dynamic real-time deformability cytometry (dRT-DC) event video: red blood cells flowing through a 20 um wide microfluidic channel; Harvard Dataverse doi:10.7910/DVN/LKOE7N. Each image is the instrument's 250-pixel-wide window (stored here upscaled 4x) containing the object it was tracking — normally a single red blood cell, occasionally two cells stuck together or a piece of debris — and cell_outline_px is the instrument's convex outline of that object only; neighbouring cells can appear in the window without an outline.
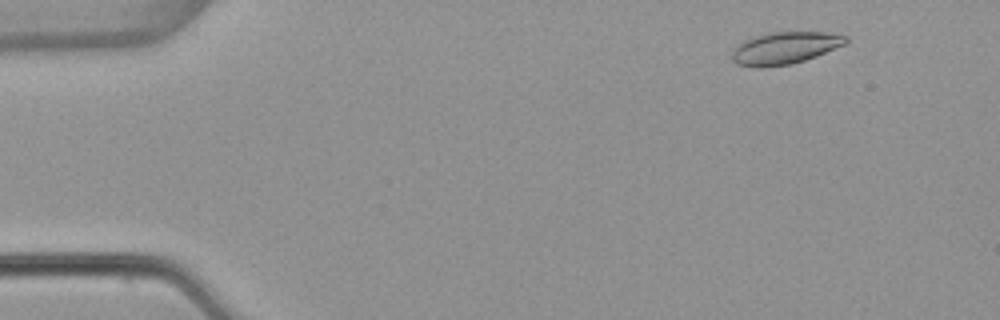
{"species": "common noctule bat (a hibernating species)", "species_latin": "Nyctalus noctula", "temperature_condition": "warm", "stored_images_in_passage": 53, "camera_frame_rate_fps": 3000, "um_per_image_px": 0.085, "animal": {"sex": "female", "body_mass_g": 22.7, "forearm_length_mm": 54.2}, "frame": {"image": 1, "passage_image": 5, "time_ms": 1.333, "image_size_px": [1000, 320], "cell_outline_px": [[848, 40], [844, 44], [816, 56], [792, 64], [764, 68], [756, 68], [736, 64], [732, 60], [732, 52], [744, 40], [768, 32], [824, 32], [848, 36]], "centroid_in_image_um": [66.69, 4.09], "position_along_channel_um": 18.3, "area_um2": 21.27}}
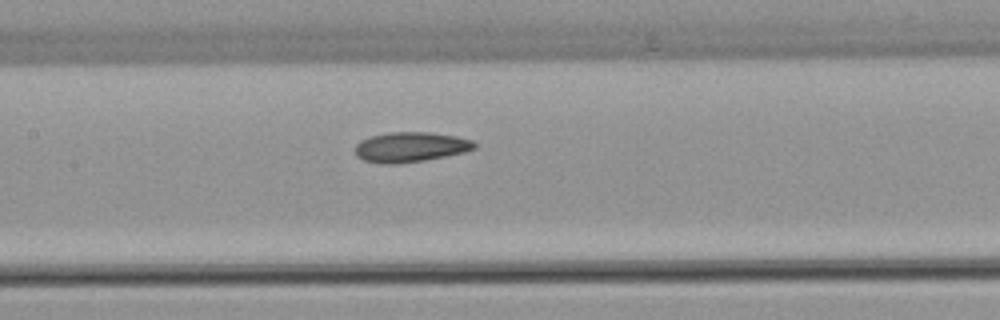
{"frame": {"image": 2, "passage_image": 25, "time_ms": 8.0, "image_size_px": [1000, 320], "cell_outline_px": [[476, 148], [464, 152], [424, 160], [396, 164], [380, 164], [364, 160], [356, 156], [356, 144], [360, 140], [368, 136], [388, 132], [432, 132], [456, 136], [472, 140], [476, 144]], "centroid_in_image_um": [34.86, 12.49], "position_along_channel_um": 172.5, "area_um2": 20.98}}
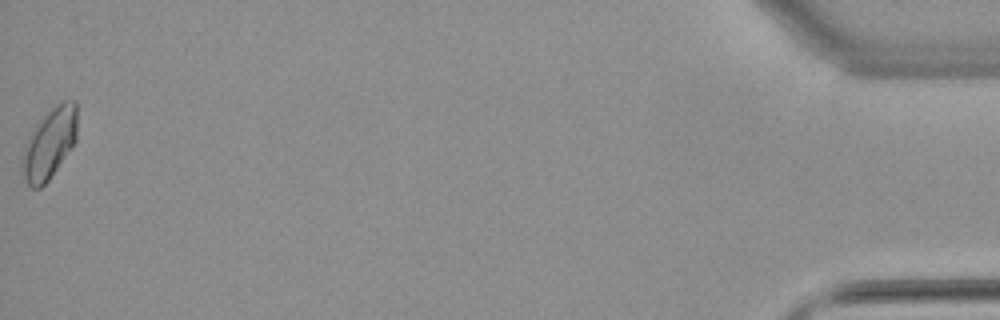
{"frame": {"image": 3, "passage_image": 53, "time_ms": 17.333, "image_size_px": [1000, 320], "cell_outline_px": [[76, 140], [48, 180], [40, 188], [32, 188], [24, 180], [20, 172], [20, 160], [28, 136], [36, 124], [56, 104], [64, 100], [76, 100]], "centroid_in_image_um": [4.15, 12.21], "position_along_channel_um": 431.0, "area_um2": 22.48}, "authors_computed_cell_mechanics": {"area_um2": 20.5768, "velocity_mm_per_s": 3.834, "shape_relaxation_time_tau1_ms": null, "shape_relaxation_time_tau2_ms": 3.427, "deformation_change_tau1": null, "deformation_change_tau2": 0.0851}}